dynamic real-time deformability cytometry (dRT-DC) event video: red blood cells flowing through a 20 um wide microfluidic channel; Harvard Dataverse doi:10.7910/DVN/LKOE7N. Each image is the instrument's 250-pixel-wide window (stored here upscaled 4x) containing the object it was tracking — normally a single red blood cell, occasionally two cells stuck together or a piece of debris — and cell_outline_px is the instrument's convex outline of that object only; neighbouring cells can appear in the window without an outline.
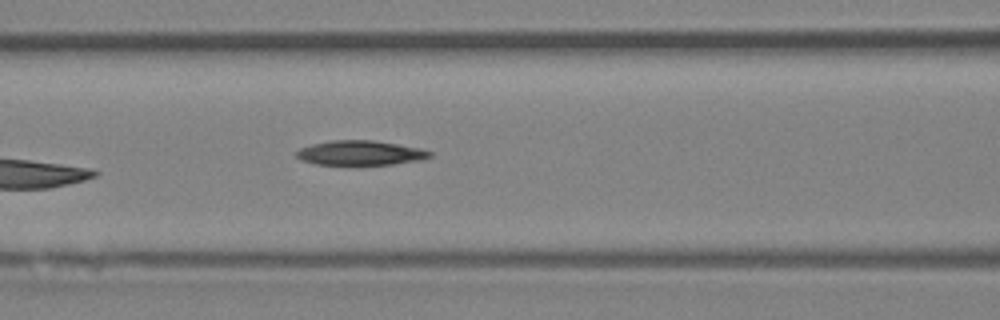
{"species": "Egyptian fruit bat (a non-hibernating species)", "species_latin": "Rousettus aegyptiacus", "temperature_condition": "room temperature", "stored_images_in_passage": 5, "camera_frame_rate_fps": 3000, "um_per_image_px": 0.085, "animal": {"sex": "female"}, "frame": {"image": 1, "passage_image": 5, "time_ms": 5.0, "image_size_px": [1000, 320], "cell_outline_px": [[432, 156], [420, 160], [392, 164], [316, 164], [300, 160], [296, 156], [296, 152], [300, 148], [312, 144], [332, 140], [372, 140], [420, 148], [432, 152]], "centroid_in_image_um": [30.61, 12.99], "position_along_channel_um": 136.0, "area_um2": 18.9}}